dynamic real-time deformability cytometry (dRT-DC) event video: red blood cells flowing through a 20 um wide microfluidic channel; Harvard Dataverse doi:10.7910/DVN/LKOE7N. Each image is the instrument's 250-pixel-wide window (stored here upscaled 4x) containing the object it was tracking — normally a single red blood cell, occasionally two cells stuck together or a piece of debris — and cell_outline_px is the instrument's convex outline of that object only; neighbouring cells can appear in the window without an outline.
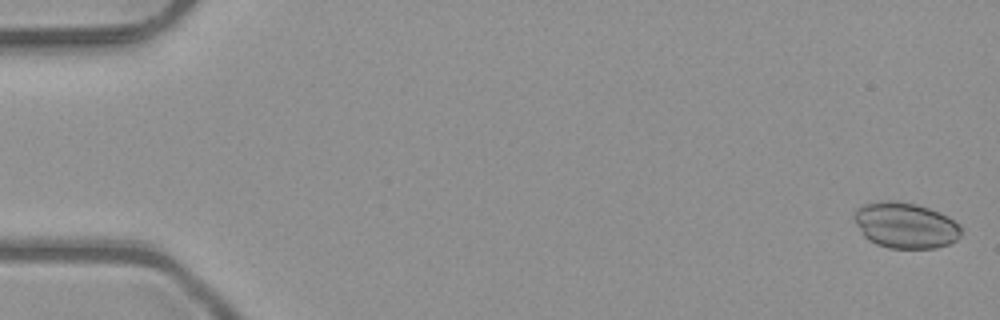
{"species": "common noctule bat (a hibernating species)", "species_latin": "Nyctalus noctula", "temperature_condition": "room temperature", "stored_images_in_passage": 6, "camera_frame_rate_fps": 3000, "um_per_image_px": 0.085, "animal": {"sex": "male", "body_mass_g": 23.1, "forearm_length_mm": 52.7}, "frame": {"image": 1, "passage_image": 1, "time_ms": 0.0, "image_size_px": [1000, 320], "cell_outline_px": [[960, 236], [956, 240], [948, 244], [936, 248], [888, 248], [876, 244], [868, 240], [864, 236], [856, 224], [852, 216], [856, 208], [864, 204], [884, 200], [896, 200], [916, 204], [940, 212], [948, 216], [960, 224]], "centroid_in_image_um": [76.94, 19.14], "position_along_channel_um": 8.1, "area_um2": 28.78}}